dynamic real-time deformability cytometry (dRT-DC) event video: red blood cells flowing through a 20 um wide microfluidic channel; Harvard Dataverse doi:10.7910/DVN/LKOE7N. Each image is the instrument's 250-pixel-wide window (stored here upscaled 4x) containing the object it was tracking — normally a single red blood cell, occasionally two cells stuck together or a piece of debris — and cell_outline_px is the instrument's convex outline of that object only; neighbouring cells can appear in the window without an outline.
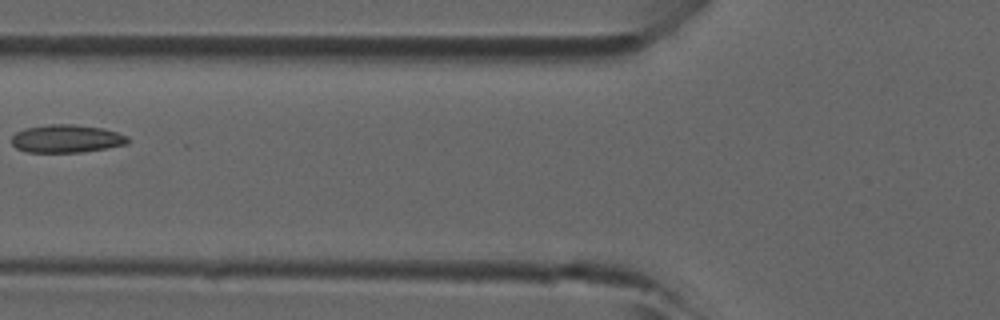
{"species": "common noctule bat (a hibernating species)", "species_latin": "Nyctalus noctula", "temperature_condition": "room temperature", "stored_images_in_passage": 6, "camera_frame_rate_fps": 3000, "um_per_image_px": 0.085, "animal": {"sex": "male", "forearm_length_mm": 52.5}, "frame": {"image": 1, "passage_image": 6, "time_ms": 1.667, "image_size_px": [1000, 320], "cell_outline_px": [[128, 144], [80, 152], [28, 152], [16, 148], [12, 144], [12, 136], [16, 132], [24, 128], [48, 124], [76, 124], [104, 128], [128, 136]], "centroid_in_image_um": [5.64, 11.77], "position_along_channel_um": 120.2, "area_um2": 18.96}}